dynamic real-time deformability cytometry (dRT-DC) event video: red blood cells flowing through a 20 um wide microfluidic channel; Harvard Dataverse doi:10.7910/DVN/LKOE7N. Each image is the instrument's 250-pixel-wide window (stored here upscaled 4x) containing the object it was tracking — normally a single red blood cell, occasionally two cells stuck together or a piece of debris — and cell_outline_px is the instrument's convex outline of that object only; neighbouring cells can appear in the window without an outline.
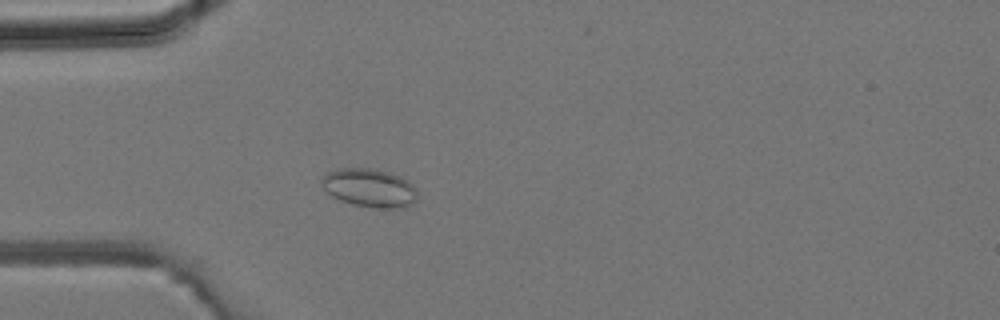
{"species": "common noctule bat (a hibernating species)", "species_latin": "Nyctalus noctula", "temperature_condition": "room temperature", "stored_images_in_passage": 43, "camera_frame_rate_fps": 3000, "um_per_image_px": 0.085, "animal": {"sex": "male", "body_mass_g": 19.2, "forearm_length_mm": 51.8}, "frame": {"image": 1, "passage_image": 12, "time_ms": 3.667, "image_size_px": [1000, 320], "cell_outline_px": [[416, 200], [404, 208], [376, 208], [352, 204], [340, 200], [332, 196], [324, 188], [320, 180], [328, 172], [336, 168], [368, 168], [388, 172], [400, 176], [408, 180], [416, 188]], "centroid_in_image_um": [31.41, 15.97], "position_along_channel_um": 53.6, "area_um2": 21.44}}
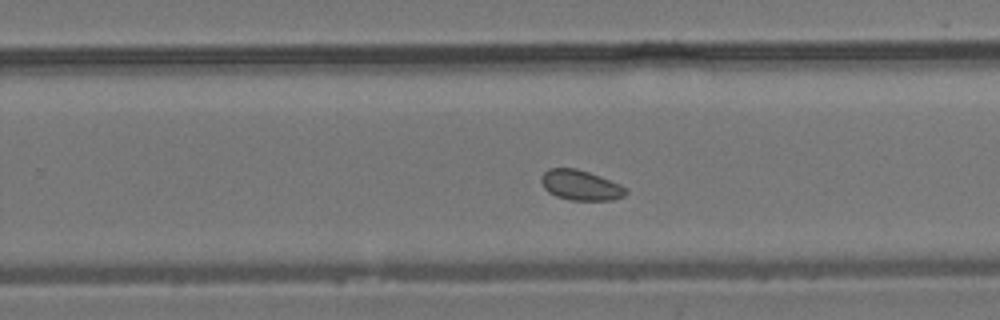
{"frame": {"image": 2, "passage_image": 27, "time_ms": 8.667, "image_size_px": [1000, 320], "cell_outline_px": [[628, 192], [624, 196], [612, 200], [572, 200], [556, 196], [548, 192], [544, 188], [540, 180], [540, 176], [548, 168], [576, 168], [600, 176], [620, 184], [628, 188]], "centroid_in_image_um": [49.35, 15.74], "position_along_channel_um": 280.5, "area_um2": 14.97}}
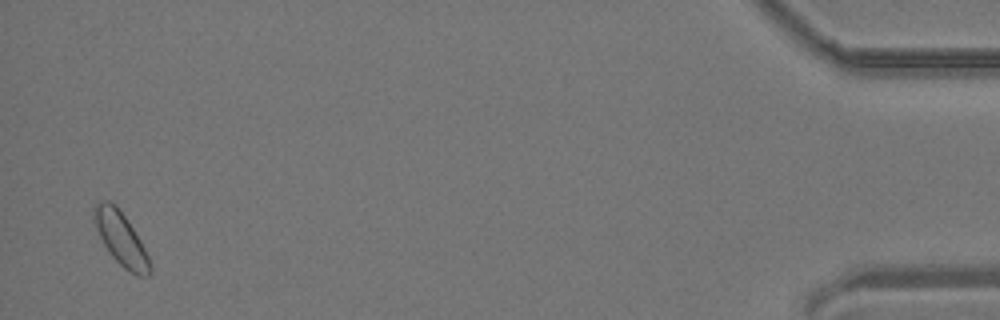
{"frame": {"image": 3, "passage_image": 42, "time_ms": 13.667, "image_size_px": [1000, 320], "cell_outline_px": [[152, 272], [148, 276], [136, 276], [124, 268], [108, 252], [92, 220], [92, 208], [100, 200], [108, 200], [116, 204], [140, 240], [152, 264]], "centroid_in_image_um": [10.26, 20.28], "position_along_channel_um": 424.9, "area_um2": 17.4}}